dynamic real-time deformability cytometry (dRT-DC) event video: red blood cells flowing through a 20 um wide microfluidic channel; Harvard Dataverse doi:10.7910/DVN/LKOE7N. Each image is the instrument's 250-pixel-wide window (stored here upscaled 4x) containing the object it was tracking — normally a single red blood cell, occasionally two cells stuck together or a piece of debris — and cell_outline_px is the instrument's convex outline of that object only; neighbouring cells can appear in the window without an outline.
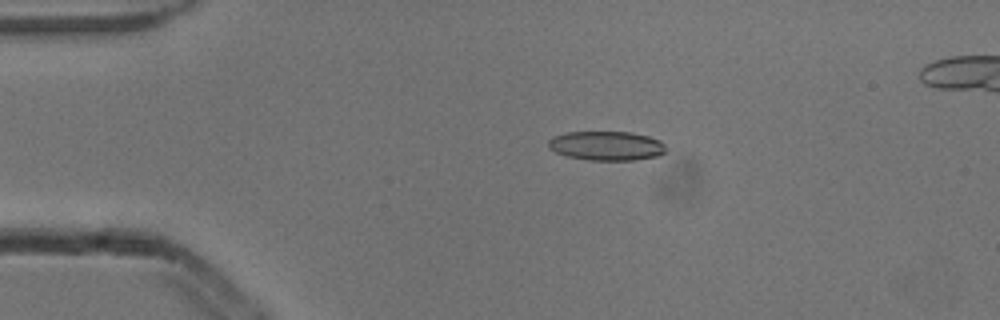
{"species": "common noctule bat (a hibernating species)", "species_latin": "Nyctalus noctula", "temperature_condition": "cold", "stored_images_in_passage": 5, "camera_frame_rate_fps": 3000, "um_per_image_px": 0.085, "animal": {"sex": "male", "body_mass_g": 13.3}, "frame": {"image": 1, "passage_image": 5, "time_ms": 1.333, "image_size_px": [1000, 320], "cell_outline_px": [[664, 152], [660, 156], [632, 160], [588, 160], [564, 156], [548, 148], [548, 140], [552, 136], [568, 132], [632, 132], [648, 136], [660, 140], [664, 144]], "centroid_in_image_um": [51.52, 12.39], "position_along_channel_um": 33.5, "area_um2": 20.17}}